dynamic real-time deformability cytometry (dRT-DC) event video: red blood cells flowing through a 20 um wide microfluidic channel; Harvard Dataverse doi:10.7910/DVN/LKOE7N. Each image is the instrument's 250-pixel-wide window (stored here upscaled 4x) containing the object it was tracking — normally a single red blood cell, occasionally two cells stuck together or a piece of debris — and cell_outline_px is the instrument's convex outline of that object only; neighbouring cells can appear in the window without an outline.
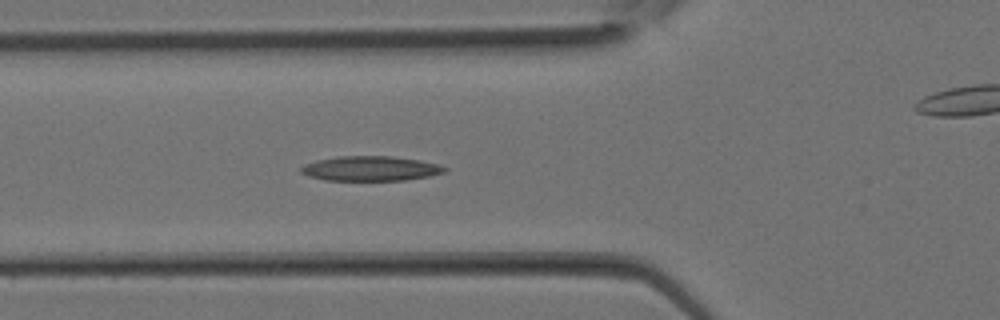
{"species": "Egyptian fruit bat (a non-hibernating species)", "species_latin": "Rousettus aegyptiacus", "temperature_condition": "room temperature", "stored_images_in_passage": 15, "camera_frame_rate_fps": 3000, "um_per_image_px": 0.085, "animal": {"sex": "female"}, "frame": {"image": 1, "passage_image": 11, "time_ms": 3.333, "image_size_px": [1000, 320], "cell_outline_px": [[448, 168], [444, 172], [428, 176], [404, 180], [324, 180], [308, 176], [300, 172], [300, 168], [304, 164], [316, 160], [340, 156], [392, 156], [420, 160], [440, 164]], "centroid_in_image_um": [31.48, 14.32], "position_along_channel_um": 94.3, "area_um2": 20.75}}
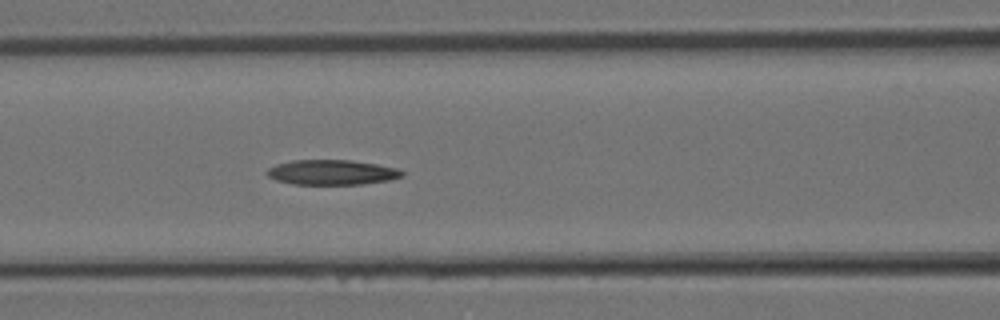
{"frame": {"image": 2, "passage_image": 13, "time_ms": 4.0, "image_size_px": [1000, 320], "cell_outline_px": [[404, 176], [388, 180], [364, 184], [292, 184], [276, 180], [268, 176], [264, 172], [268, 168], [276, 164], [292, 160], [352, 160], [376, 164], [396, 168], [404, 172]], "centroid_in_image_um": [28.18, 14.64], "position_along_channel_um": 138.4, "area_um2": 19.71}}
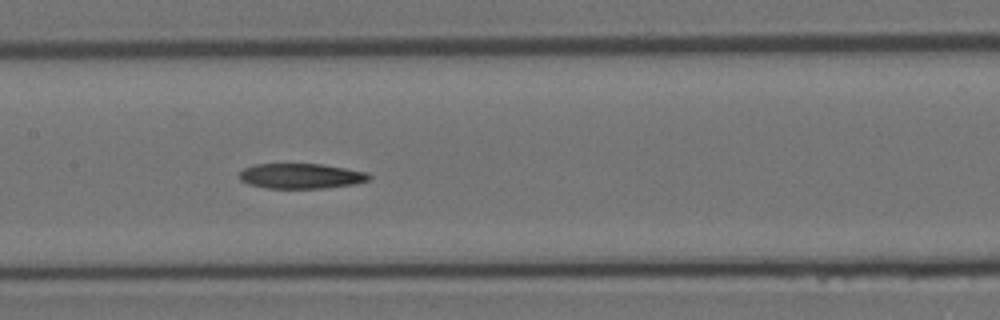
{"frame": {"image": 3, "passage_image": 15, "time_ms": 4.667, "image_size_px": [1000, 320], "cell_outline_px": [[372, 176], [368, 180], [356, 184], [324, 188], [268, 188], [248, 184], [240, 180], [240, 172], [244, 168], [252, 164], [320, 164], [368, 172]], "centroid_in_image_um": [25.59, 14.96], "position_along_channel_um": 181.8, "area_um2": 19.02}}